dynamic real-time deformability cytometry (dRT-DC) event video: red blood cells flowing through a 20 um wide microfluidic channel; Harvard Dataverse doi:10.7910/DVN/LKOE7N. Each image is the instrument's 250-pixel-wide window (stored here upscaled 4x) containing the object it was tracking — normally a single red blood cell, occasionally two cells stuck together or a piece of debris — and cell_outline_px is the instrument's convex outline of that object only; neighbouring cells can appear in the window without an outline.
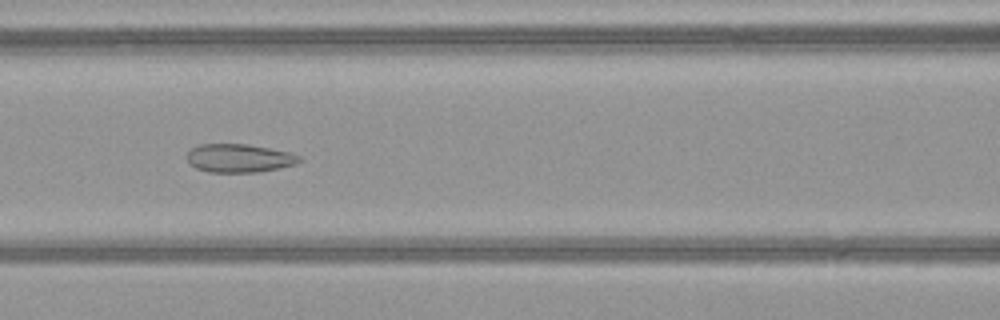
{"species": "common noctule bat (a hibernating species)", "species_latin": "Nyctalus noctula", "temperature_condition": "warm", "stored_images_in_passage": 37, "camera_frame_rate_fps": 3000, "um_per_image_px": 0.085, "animal": {"sex": "female", "body_mass_g": 21.9}, "frame": {"image": 1, "passage_image": 8, "time_ms": 2.333, "image_size_px": [1000, 320], "cell_outline_px": [[300, 160], [296, 164], [260, 172], [208, 172], [196, 168], [188, 164], [188, 152], [192, 148], [200, 144], [248, 144], [288, 152], [300, 156]], "centroid_in_image_um": [20.3, 13.45], "position_along_channel_um": 146.3, "area_um2": 18.5}}
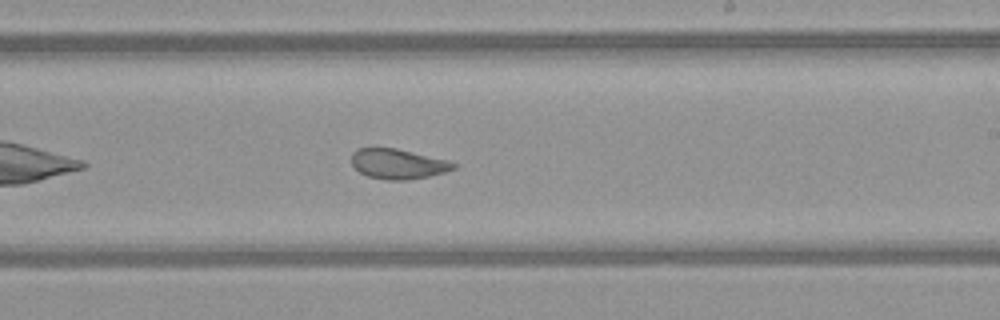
{"frame": {"image": 2, "passage_image": 16, "time_ms": 5.0, "image_size_px": [1000, 320], "cell_outline_px": [[456, 168], [444, 172], [428, 176], [408, 180], [388, 180], [368, 176], [360, 172], [352, 164], [352, 152], [356, 148], [396, 148], [448, 160], [456, 164]], "centroid_in_image_um": [33.82, 13.93], "position_along_channel_um": 255.2, "area_um2": 17.74}}
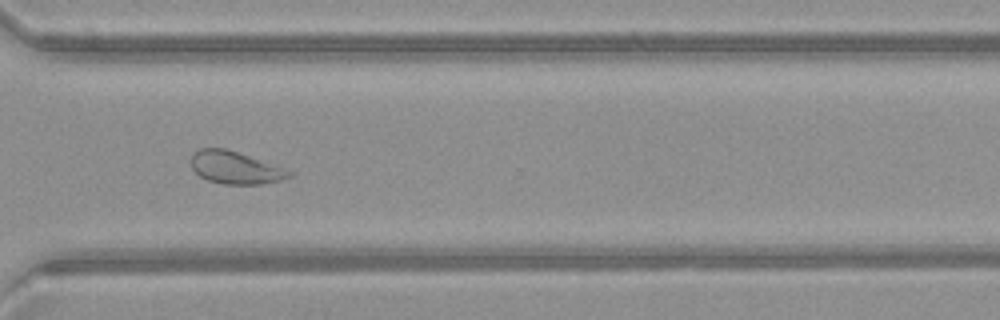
{"frame": {"image": 3, "passage_image": 23, "time_ms": 7.333, "image_size_px": [1000, 320], "cell_outline_px": [[296, 172], [292, 176], [280, 180], [260, 184], [224, 184], [208, 180], [200, 176], [192, 168], [192, 156], [200, 148], [224, 148]], "centroid_in_image_um": [20.02, 14.26], "position_along_channel_um": 350.6, "area_um2": 18.21}, "authors_computed_cell_mechanics": {"area_um2": 19.1896, "velocity_mm_per_s": 4.1005, "shape_relaxation_time_tau1_ms": null, "shape_relaxation_time_tau2_ms": 1.1341, "deformation_change_tau1": null, "deformation_change_tau2": 0.0829}}